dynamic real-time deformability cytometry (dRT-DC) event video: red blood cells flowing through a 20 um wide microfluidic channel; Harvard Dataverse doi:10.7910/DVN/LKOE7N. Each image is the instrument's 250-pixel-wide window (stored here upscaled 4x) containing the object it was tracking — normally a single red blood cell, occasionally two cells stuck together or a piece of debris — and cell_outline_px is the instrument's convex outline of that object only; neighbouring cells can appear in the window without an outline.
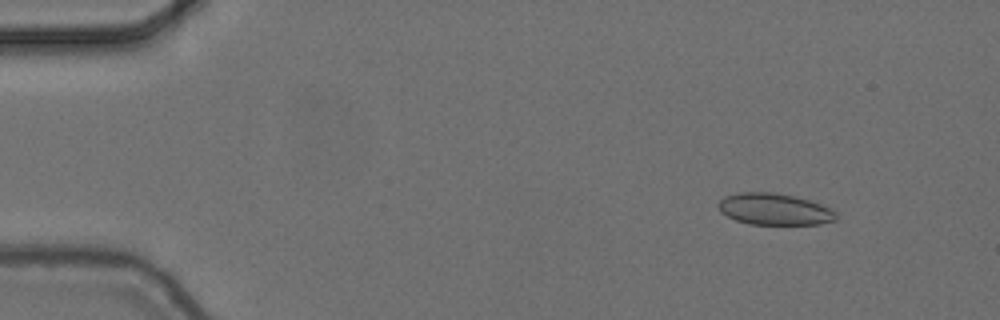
{"species": "common noctule bat (a hibernating species)", "species_latin": "Nyctalus noctula", "temperature_condition": "cold", "stored_images_in_passage": 6, "camera_frame_rate_fps": 3000, "um_per_image_px": 0.085, "animal": {"sex": "female", "body_mass_g": 24.6, "forearm_length_mm": 56.2}, "frame": {"image": 1, "passage_image": 2, "time_ms": 0.333, "image_size_px": [1000, 320], "cell_outline_px": [[836, 220], [820, 224], [748, 224], [736, 220], [720, 212], [716, 204], [724, 196], [740, 192], [772, 192], [792, 196], [808, 200], [820, 204], [836, 212]], "centroid_in_image_um": [65.77, 17.78], "position_along_channel_um": 19.2, "area_um2": 21.56}}
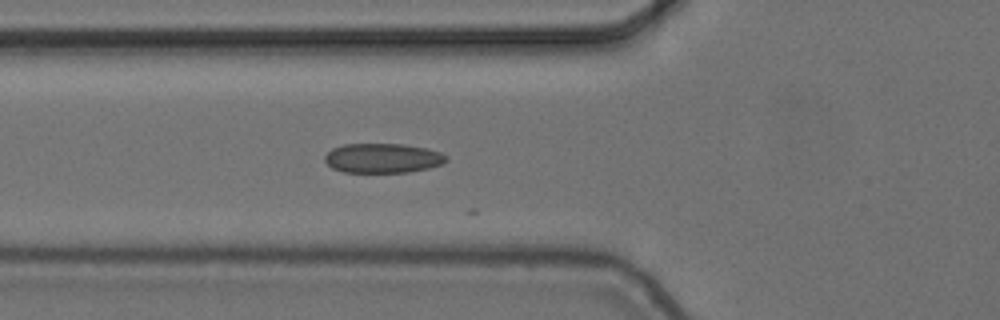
{"frame": {"image": 2, "passage_image": 6, "time_ms": 1.667, "image_size_px": [1000, 320], "cell_outline_px": [[448, 160], [440, 164], [428, 168], [408, 172], [344, 172], [332, 168], [324, 160], [324, 156], [332, 148], [344, 144], [404, 144], [428, 148], [440, 152], [448, 156]], "centroid_in_image_um": [32.53, 13.43], "position_along_channel_um": 93.3, "area_um2": 20.98}}